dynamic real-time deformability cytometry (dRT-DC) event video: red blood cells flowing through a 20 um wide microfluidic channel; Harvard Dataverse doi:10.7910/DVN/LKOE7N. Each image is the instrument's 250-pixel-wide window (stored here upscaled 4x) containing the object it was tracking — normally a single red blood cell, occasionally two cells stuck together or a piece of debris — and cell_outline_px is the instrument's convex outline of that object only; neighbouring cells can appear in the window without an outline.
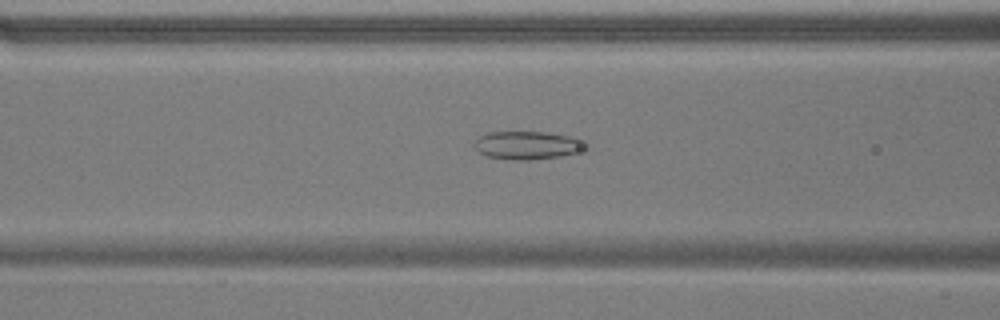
{"species": "common noctule bat (a hibernating species)", "species_latin": "Nyctalus noctula", "temperature_condition": "warm", "stored_images_in_passage": 33, "camera_frame_rate_fps": 3000, "um_per_image_px": 0.085, "animal": {"sex": "male", "body_mass_g": 17.9}, "frame": {"image": 1, "passage_image": 6, "time_ms": 1.667, "image_size_px": [1000, 320], "cell_outline_px": [[588, 148], [576, 152], [560, 156], [528, 160], [512, 160], [488, 156], [480, 152], [472, 144], [480, 136], [488, 132], [544, 132], [568, 136], [588, 140]], "centroid_in_image_um": [44.87, 12.34], "position_along_channel_um": 121.7, "area_um2": 18.26}}
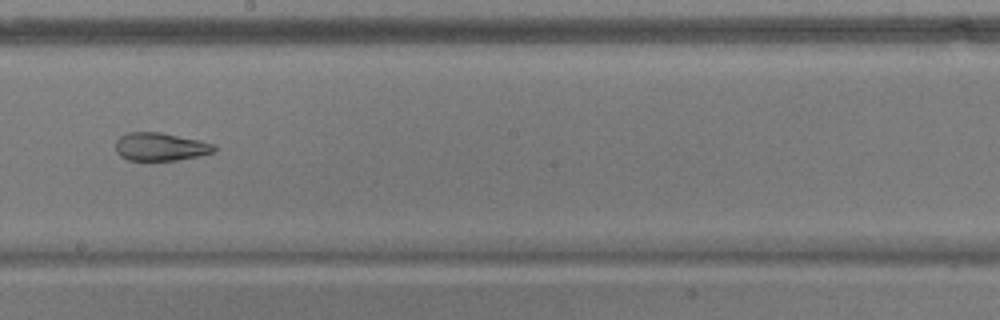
{"frame": {"image": 2, "passage_image": 15, "time_ms": 4.667, "image_size_px": [1000, 320], "cell_outline_px": [[216, 152], [200, 156], [176, 160], [128, 160], [120, 156], [116, 152], [116, 140], [120, 136], [128, 132], [160, 132], [200, 140], [212, 144], [216, 148]], "centroid_in_image_um": [13.64, 12.47], "position_along_channel_um": 234.6, "area_um2": 16.18}}
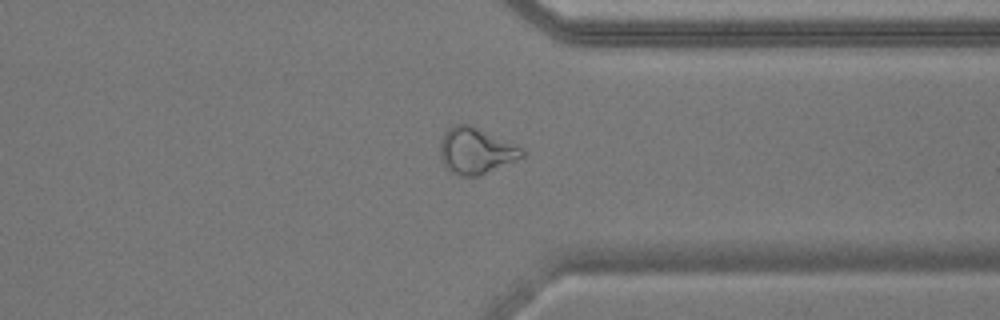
{"frame": {"image": 3, "passage_image": 26, "time_ms": 8.333, "image_size_px": [1000, 320], "cell_outline_px": [[524, 156], [480, 176], [460, 176], [448, 172], [444, 164], [440, 152], [440, 140], [444, 132], [452, 124], [468, 124], [516, 144], [524, 148]], "centroid_in_image_um": [40.43, 12.82], "position_along_channel_um": 371.0, "area_um2": 22.14}, "authors_computed_cell_mechanics": {"area_um2": 17.7446, "velocity_mm_per_s": 3.7567, "shape_relaxation_time_tau1_ms": null, "shape_relaxation_time_tau2_ms": 1.8125, "deformation_change_tau1": null, "deformation_change_tau2": 0.0931}}